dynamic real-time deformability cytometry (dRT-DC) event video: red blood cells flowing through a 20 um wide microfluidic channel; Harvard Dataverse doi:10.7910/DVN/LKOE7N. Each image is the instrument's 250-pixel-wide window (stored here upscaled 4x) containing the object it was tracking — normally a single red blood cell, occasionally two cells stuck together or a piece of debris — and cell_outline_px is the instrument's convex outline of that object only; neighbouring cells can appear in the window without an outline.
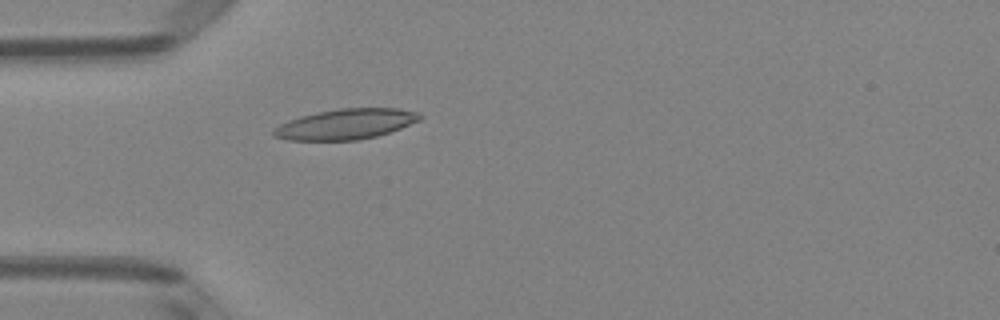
{"species": "Egyptian fruit bat (a non-hibernating species)", "species_latin": "Rousettus aegyptiacus", "temperature_condition": "room temperature", "stored_images_in_passage": 5, "camera_frame_rate_fps": 3000, "um_per_image_px": 0.085, "animal": {"sex": "female"}, "frame": {"image": 1, "passage_image": 5, "time_ms": 1.333, "image_size_px": [1000, 320], "cell_outline_px": [[424, 116], [420, 120], [400, 128], [376, 136], [356, 140], [288, 140], [272, 136], [272, 132], [280, 124], [288, 120], [300, 116], [316, 112], [340, 108], [400, 108], [420, 112]], "centroid_in_image_um": [29.41, 10.54], "position_along_channel_um": 55.6, "area_um2": 25.95}}